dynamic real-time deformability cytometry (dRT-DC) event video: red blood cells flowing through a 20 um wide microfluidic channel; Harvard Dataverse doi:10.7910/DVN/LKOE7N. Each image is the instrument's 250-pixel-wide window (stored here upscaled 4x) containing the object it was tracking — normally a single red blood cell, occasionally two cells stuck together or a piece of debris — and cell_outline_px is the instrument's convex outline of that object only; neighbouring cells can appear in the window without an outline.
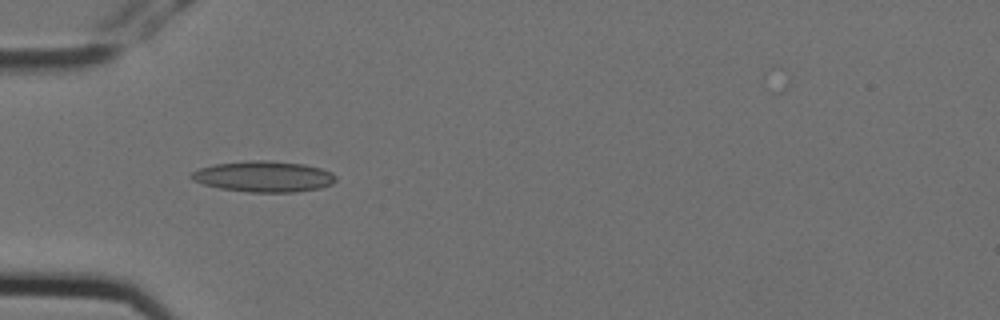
{"species": "Egyptian fruit bat (a non-hibernating species)", "species_latin": "Rousettus aegyptiacus", "temperature_condition": "cold", "stored_images_in_passage": 6, "camera_frame_rate_fps": 3000, "um_per_image_px": 0.085, "animal": {"sex": "female"}, "frame": {"image": 1, "passage_image": 5, "time_ms": 1.333, "image_size_px": [1000, 320], "cell_outline_px": [[336, 180], [332, 184], [320, 188], [296, 192], [248, 192], [220, 188], [204, 184], [192, 180], [188, 176], [192, 172], [200, 168], [212, 164], [252, 160], [268, 160], [304, 164], [320, 168], [332, 172], [336, 176]], "centroid_in_image_um": [22.41, 15.0], "position_along_channel_um": 62.6, "area_um2": 26.13}}
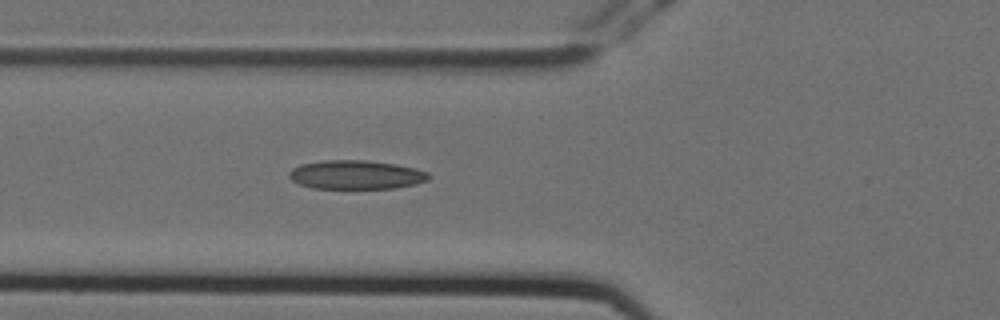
{"frame": {"image": 2, "passage_image": 6, "time_ms": 1.667, "image_size_px": [1000, 320], "cell_outline_px": [[432, 176], [428, 180], [416, 184], [396, 188], [312, 188], [300, 184], [292, 180], [288, 176], [288, 172], [292, 168], [300, 164], [324, 160], [364, 160], [396, 164], [416, 168], [428, 172]], "centroid_in_image_um": [30.28, 14.85], "position_along_channel_um": 95.5, "area_um2": 23.64}}